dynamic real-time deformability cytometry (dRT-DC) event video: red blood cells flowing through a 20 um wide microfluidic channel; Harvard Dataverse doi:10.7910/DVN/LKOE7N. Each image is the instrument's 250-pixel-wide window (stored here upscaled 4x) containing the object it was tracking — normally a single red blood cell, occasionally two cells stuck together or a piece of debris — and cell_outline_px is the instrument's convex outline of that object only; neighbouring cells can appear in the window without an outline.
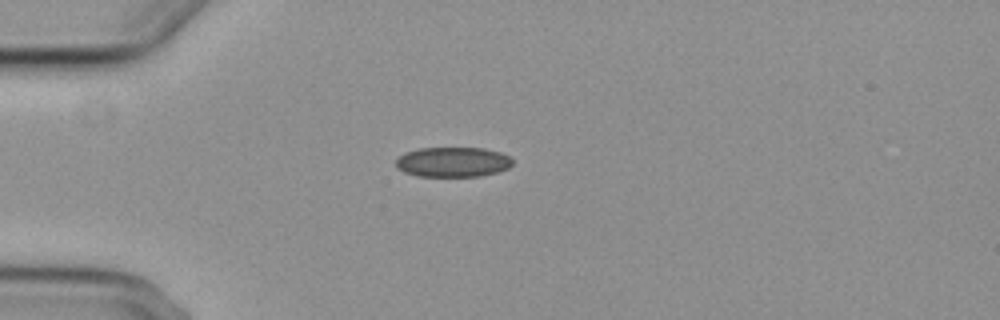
{"species": "common noctule bat (a hibernating species)", "species_latin": "Nyctalus noctula", "temperature_condition": "cold", "stored_images_in_passage": 8, "camera_frame_rate_fps": 3000, "um_per_image_px": 0.085, "animal": {"sex": "female", "body_mass_g": 29.2, "forearm_length_mm": 56.3}, "frame": {"image": 1, "passage_image": 3, "time_ms": 2.333, "image_size_px": [1000, 320], "cell_outline_px": [[512, 164], [508, 168], [496, 172], [480, 176], [416, 176], [404, 172], [396, 168], [396, 160], [404, 152], [416, 148], [484, 148], [500, 152], [508, 156], [512, 160]], "centroid_in_image_um": [38.45, 13.77], "position_along_channel_um": 46.5, "area_um2": 20.4}}
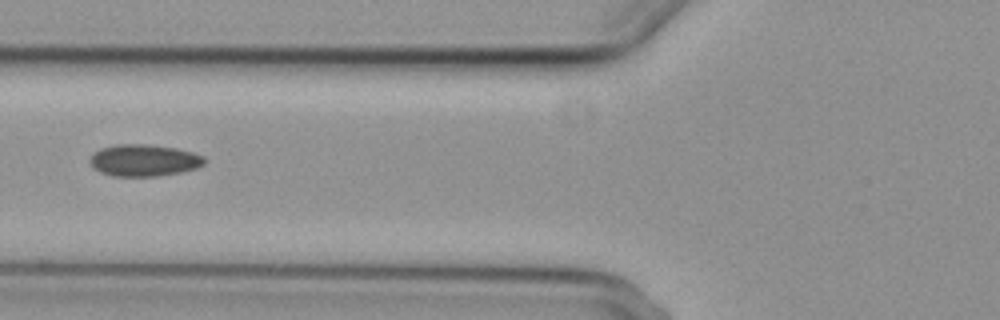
{"frame": {"image": 2, "passage_image": 5, "time_ms": 4.667, "image_size_px": [1000, 320], "cell_outline_px": [[204, 164], [196, 168], [180, 172], [156, 176], [112, 176], [100, 172], [92, 168], [88, 160], [100, 148], [116, 144], [144, 144], [176, 148], [192, 152], [204, 156]], "centroid_in_image_um": [12.2, 13.63], "position_along_channel_um": 113.6, "area_um2": 21.21}}
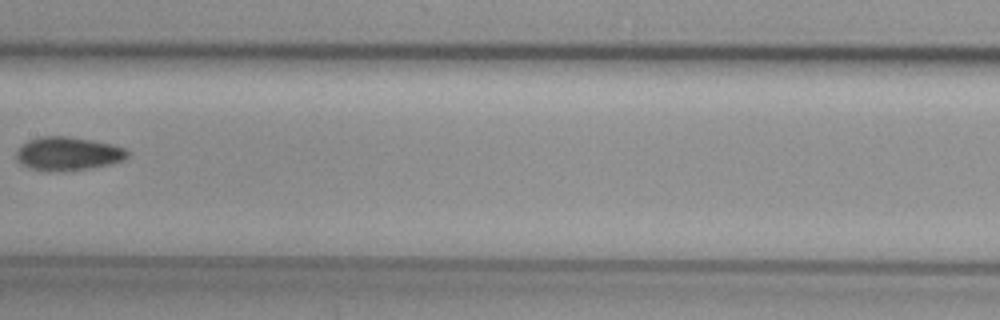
{"frame": {"image": 3, "passage_image": 7, "time_ms": 7.0, "image_size_px": [1000, 320], "cell_outline_px": [[128, 156], [124, 160], [112, 164], [88, 168], [52, 172], [48, 172], [32, 168], [20, 164], [16, 160], [16, 152], [28, 140], [40, 136], [68, 136], [92, 140], [112, 144], [124, 148], [128, 152]], "centroid_in_image_um": [5.77, 13.06], "position_along_channel_um": 201.6, "area_um2": 21.73}}